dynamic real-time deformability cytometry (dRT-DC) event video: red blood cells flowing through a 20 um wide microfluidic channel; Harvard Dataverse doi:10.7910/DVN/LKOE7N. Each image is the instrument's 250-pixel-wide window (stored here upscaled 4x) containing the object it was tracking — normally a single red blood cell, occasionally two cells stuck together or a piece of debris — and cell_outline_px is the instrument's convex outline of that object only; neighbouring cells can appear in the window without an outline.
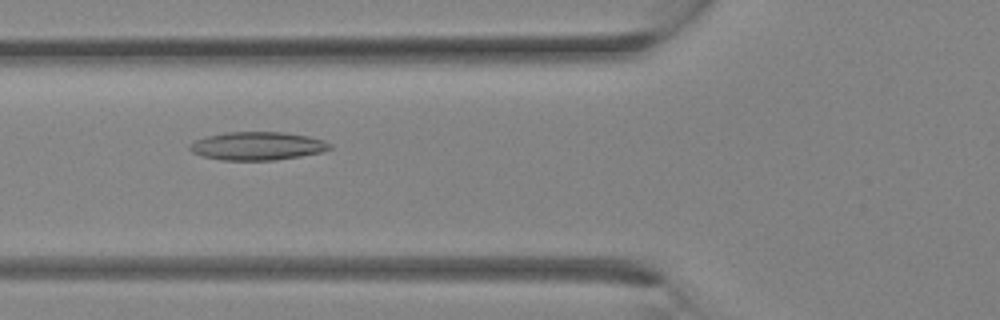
{"species": "Egyptian fruit bat (a non-hibernating species)", "species_latin": "Rousettus aegyptiacus", "temperature_condition": "room temperature", "stored_images_in_passage": 32, "camera_frame_rate_fps": 3000, "um_per_image_px": 0.085, "animal": {"sex": "female"}, "frame": {"image": 1, "passage_image": 12, "time_ms": 3.667, "image_size_px": [1000, 320], "cell_outline_px": [[332, 148], [324, 152], [276, 160], [220, 160], [200, 156], [192, 152], [188, 148], [196, 140], [208, 136], [224, 132], [284, 132], [308, 136], [324, 140], [332, 144]], "centroid_in_image_um": [21.91, 12.41], "position_along_channel_um": 103.9, "area_um2": 23.18}}
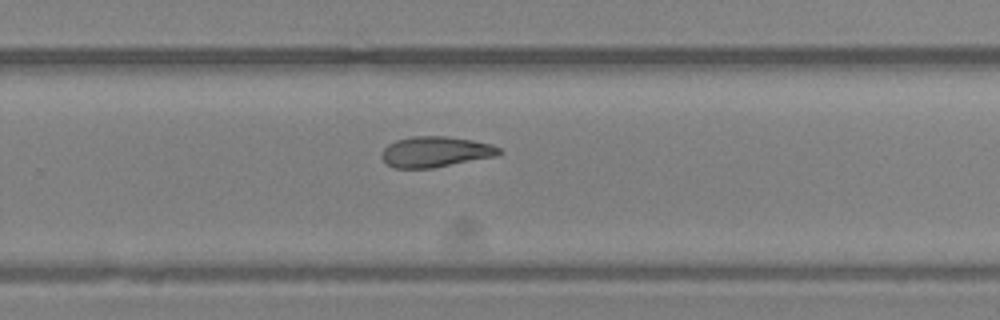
{"frame": {"image": 2, "passage_image": 21, "time_ms": 6.667, "image_size_px": [1000, 320], "cell_outline_px": [[504, 152], [496, 156], [432, 168], [392, 168], [380, 156], [380, 152], [388, 144], [396, 140], [412, 136], [448, 136], [472, 140], [492, 144], [500, 148]], "centroid_in_image_um": [37.01, 12.9], "position_along_channel_um": 292.8, "area_um2": 21.1}}
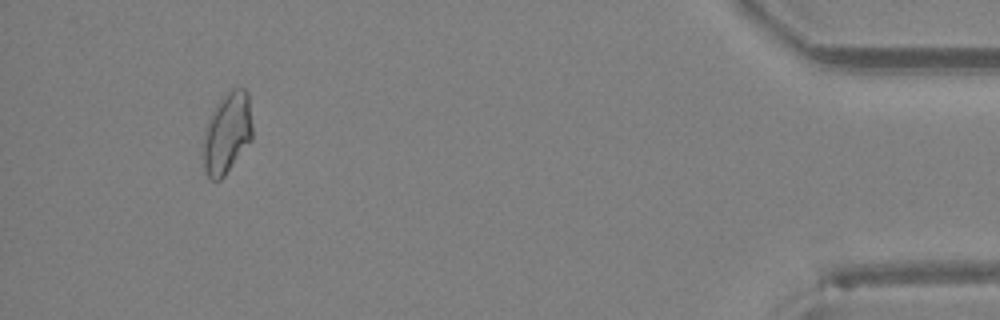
{"frame": {"image": 3, "passage_image": 30, "time_ms": 9.667, "image_size_px": [1000, 320], "cell_outline_px": [[252, 140], [224, 176], [220, 180], [208, 180], [204, 172], [204, 128], [216, 104], [232, 88], [244, 88], [248, 92], [252, 124]], "centroid_in_image_um": [19.3, 11.33], "position_along_channel_um": 415.9, "area_um2": 23.29}}